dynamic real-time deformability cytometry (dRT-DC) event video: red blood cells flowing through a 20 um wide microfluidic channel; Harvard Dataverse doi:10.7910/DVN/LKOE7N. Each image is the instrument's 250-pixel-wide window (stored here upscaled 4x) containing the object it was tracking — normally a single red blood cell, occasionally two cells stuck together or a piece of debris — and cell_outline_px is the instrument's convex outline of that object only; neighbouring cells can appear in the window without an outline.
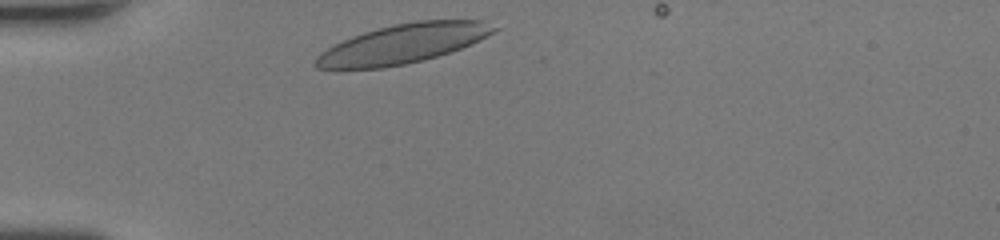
{"species": "human", "species_latin": "Homo sapiens", "temperature_condition": "room temperature", "stored_images_in_passage": 27, "camera_frame_rate_fps": 3000, "um_per_image_px": 0.085, "donor": {"sex": "female"}, "frame": {"image": 1, "passage_image": 1, "time_ms": 0.0, "image_size_px": [1000, 240], "cell_outline_px": [[500, 28], [496, 32], [480, 40], [460, 48], [424, 60], [384, 68], [316, 68], [312, 64], [316, 56], [320, 52], [352, 36], [376, 28], [416, 20], [480, 20]], "centroid_in_image_um": [34.26, 3.71], "position_along_channel_um": 50.7, "area_um2": 40.58}}
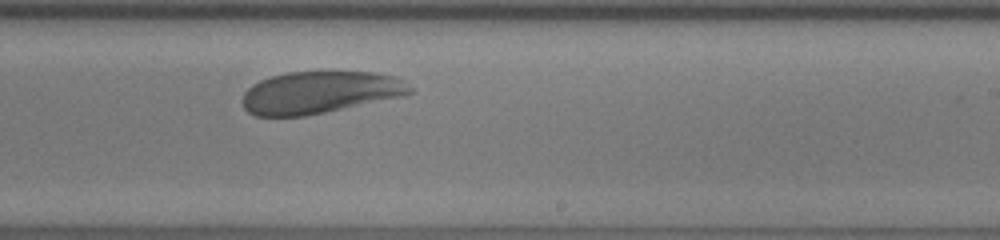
{"frame": {"image": 2, "passage_image": 18, "time_ms": 5.667, "image_size_px": [1000, 240], "cell_outline_px": [[412, 92], [404, 96], [304, 116], [256, 116], [248, 112], [244, 108], [244, 92], [252, 84], [260, 80], [272, 76], [288, 72], [376, 72], [392, 76], [404, 80], [412, 88]], "centroid_in_image_um": [27.19, 7.85], "position_along_channel_um": 261.8, "area_um2": 40.92}}
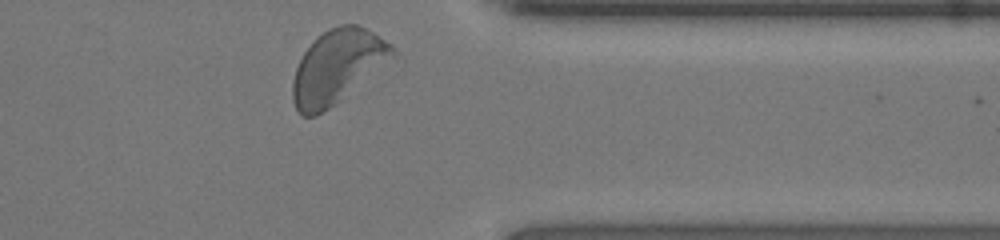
{"frame": {"image": 3, "passage_image": 27, "time_ms": 8.667, "image_size_px": [1000, 240], "cell_outline_px": [[396, 52], [328, 108], [316, 116], [300, 116], [292, 100], [292, 80], [296, 68], [304, 52], [312, 40], [316, 36], [328, 28], [340, 24], [356, 24], [372, 32], [392, 44], [396, 48]], "centroid_in_image_um": [28.57, 5.62], "position_along_channel_um": 382.8, "area_um2": 41.44}, "authors_computed_cell_mechanics": {"area_um2": 41.7316, "velocity_mm_per_s": 4.2313, "shape_relaxation_time_tau1_ms": 2.5735, "shape_relaxation_time_tau2_ms": 2.4154, "deformation_change_tau1": 0.1054, "deformation_change_tau2": 0.0662}}